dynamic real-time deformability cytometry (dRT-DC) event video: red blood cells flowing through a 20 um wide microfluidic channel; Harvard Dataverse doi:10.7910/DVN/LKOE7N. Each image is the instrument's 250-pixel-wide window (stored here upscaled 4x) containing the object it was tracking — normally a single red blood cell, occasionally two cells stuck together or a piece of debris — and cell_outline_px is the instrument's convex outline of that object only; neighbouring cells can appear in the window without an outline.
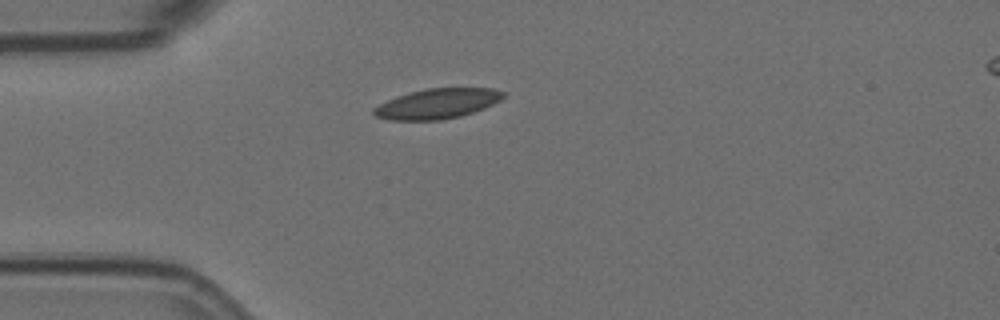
{"species": "Egyptian fruit bat (a non-hibernating species)", "species_latin": "Rousettus aegyptiacus", "temperature_condition": "room temperature", "stored_images_in_passage": 1, "camera_frame_rate_fps": 3000, "um_per_image_px": 0.085, "animal": {"sex": "female"}, "frame": {"image": 1, "passage_image": 1, "time_ms": 0.0, "image_size_px": [1000, 320], "cell_outline_px": [[504, 96], [500, 100], [484, 108], [460, 116], [440, 120], [388, 120], [376, 116], [372, 112], [372, 108], [396, 96], [408, 92], [424, 88], [492, 88], [504, 92]], "centroid_in_image_um": [37.13, 8.8], "position_along_channel_um": 47.9, "area_um2": 22.66}}